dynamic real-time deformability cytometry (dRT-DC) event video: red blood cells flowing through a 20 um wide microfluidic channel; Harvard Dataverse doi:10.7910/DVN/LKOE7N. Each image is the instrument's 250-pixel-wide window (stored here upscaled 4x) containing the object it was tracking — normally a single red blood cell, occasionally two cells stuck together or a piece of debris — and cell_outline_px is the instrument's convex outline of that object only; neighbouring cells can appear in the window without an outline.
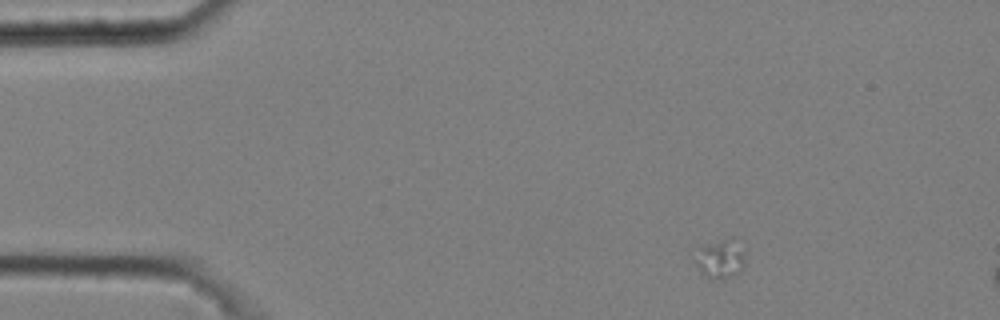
{"species": "common noctule bat (a hibernating species)", "species_latin": "Nyctalus noctula", "temperature_condition": "cold", "stored_images_in_passage": 3, "camera_frame_rate_fps": 3000, "um_per_image_px": 0.085, "animal": {"sex": "male", "body_mass_g": 20.4}, "frame": {"image": 1, "passage_image": 1, "time_ms": 0.0, "image_size_px": [1000, 320], "cell_outline_px": [[744, 268], [728, 276], [712, 280], [704, 276], [700, 272], [692, 260], [700, 248], [708, 244], [732, 236], [744, 252]], "centroid_in_image_um": [61.19, 22.0], "position_along_channel_um": 23.8, "area_um2": 11.27}}